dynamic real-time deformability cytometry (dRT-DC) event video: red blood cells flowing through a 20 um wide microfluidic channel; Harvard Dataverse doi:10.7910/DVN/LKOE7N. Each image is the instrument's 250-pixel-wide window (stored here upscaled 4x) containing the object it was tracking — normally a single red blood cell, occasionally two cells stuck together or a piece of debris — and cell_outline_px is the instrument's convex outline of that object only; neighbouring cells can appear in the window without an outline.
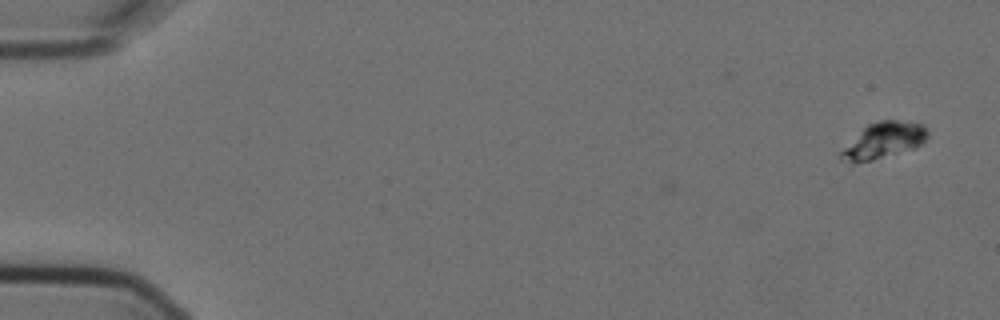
{"species": "Egyptian fruit bat (a non-hibernating species)", "species_latin": "Rousettus aegyptiacus", "temperature_condition": "cold", "stored_images_in_passage": 5, "camera_frame_rate_fps": 3000, "um_per_image_px": 0.085, "animal": {"sex": "female"}, "frame": {"image": 1, "passage_image": 1, "time_ms": 0.0, "image_size_px": [1000, 320], "cell_outline_px": [[928, 136], [916, 148], [872, 160], [852, 164], [840, 160], [836, 156], [868, 124], [880, 120], [896, 120], [924, 124], [928, 128]], "centroid_in_image_um": [75.11, 11.95], "position_along_channel_um": 9.9, "area_um2": 18.15}}
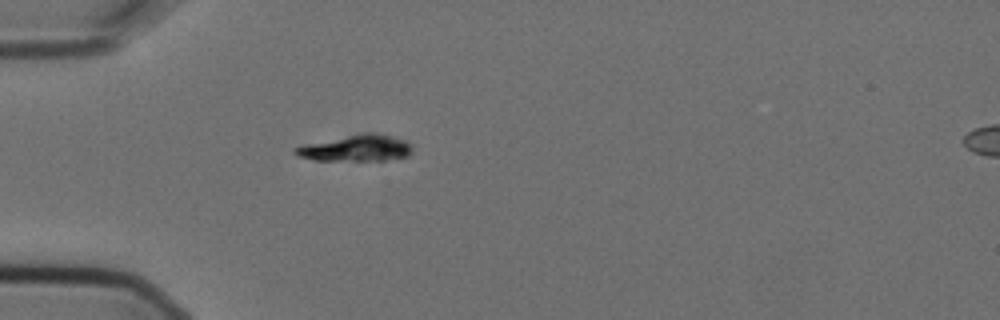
{"frame": {"image": 2, "passage_image": 5, "time_ms": 1.333, "image_size_px": [1000, 320], "cell_outline_px": [[412, 152], [408, 156], [384, 160], [312, 160], [296, 156], [292, 152], [292, 148], [300, 144], [360, 132], [376, 132], [392, 136], [404, 140], [412, 144]], "centroid_in_image_um": [30.19, 12.57], "position_along_channel_um": 54.8, "area_um2": 18.61}}